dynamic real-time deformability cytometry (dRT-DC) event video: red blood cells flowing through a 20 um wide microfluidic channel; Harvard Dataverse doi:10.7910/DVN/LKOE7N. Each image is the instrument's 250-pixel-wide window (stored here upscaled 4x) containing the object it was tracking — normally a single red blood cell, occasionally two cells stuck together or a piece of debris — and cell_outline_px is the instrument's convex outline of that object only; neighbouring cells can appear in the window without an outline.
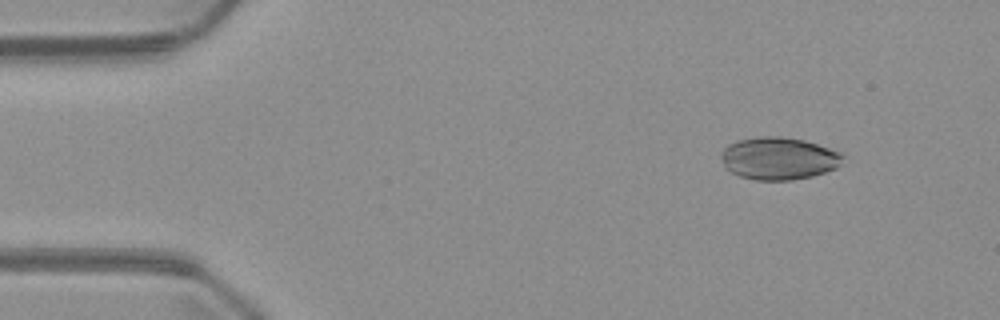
{"species": "common noctule bat (a hibernating species)", "species_latin": "Nyctalus noctula", "temperature_condition": "warm", "stored_images_in_passage": 4, "camera_frame_rate_fps": 3000, "um_per_image_px": 0.085, "animal": {"sex": "male", "body_mass_g": 23.1, "forearm_length_mm": 52.7}, "frame": {"image": 1, "passage_image": 1, "time_ms": 0.0, "image_size_px": [1000, 320], "cell_outline_px": [[844, 156], [840, 164], [836, 168], [812, 176], [792, 180], [756, 180], [740, 176], [724, 168], [720, 156], [720, 152], [728, 144], [736, 140], [756, 136], [780, 136], [804, 140], [844, 152]], "centroid_in_image_um": [66.17, 13.45], "position_along_channel_um": 18.8, "area_um2": 30.52}}